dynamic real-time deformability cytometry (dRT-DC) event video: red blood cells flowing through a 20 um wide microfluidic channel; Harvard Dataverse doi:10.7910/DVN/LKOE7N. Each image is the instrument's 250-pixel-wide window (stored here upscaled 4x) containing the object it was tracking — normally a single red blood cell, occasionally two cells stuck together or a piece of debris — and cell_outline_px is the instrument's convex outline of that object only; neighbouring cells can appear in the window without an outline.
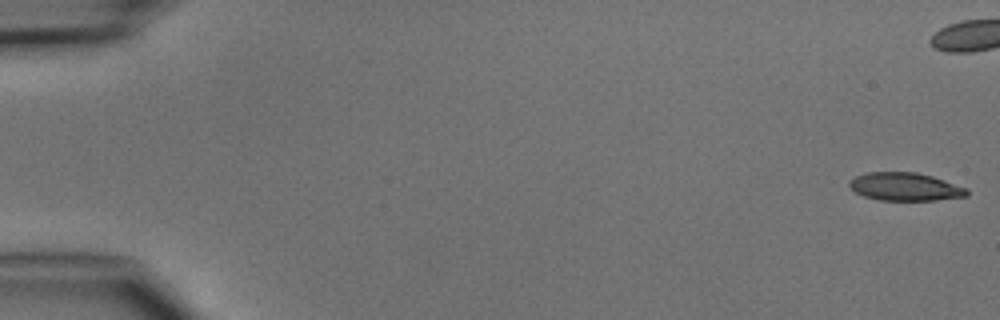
{"species": "common noctule bat (a hibernating species)", "species_latin": "Nyctalus noctula", "temperature_condition": "cold", "stored_images_in_passage": 5, "camera_frame_rate_fps": 3000, "um_per_image_px": 0.085, "animal": {"sex": "male", "body_mass_g": 15.6}, "frame": {"image": 1, "passage_image": 1, "time_ms": 0.0, "image_size_px": [1000, 320], "cell_outline_px": [[968, 196], [936, 200], [880, 200], [864, 196], [856, 192], [848, 184], [848, 180], [856, 176], [868, 172], [916, 172], [932, 176], [968, 188]], "centroid_in_image_um": [76.95, 15.87], "position_along_channel_um": 8.1, "area_um2": 19.19}}